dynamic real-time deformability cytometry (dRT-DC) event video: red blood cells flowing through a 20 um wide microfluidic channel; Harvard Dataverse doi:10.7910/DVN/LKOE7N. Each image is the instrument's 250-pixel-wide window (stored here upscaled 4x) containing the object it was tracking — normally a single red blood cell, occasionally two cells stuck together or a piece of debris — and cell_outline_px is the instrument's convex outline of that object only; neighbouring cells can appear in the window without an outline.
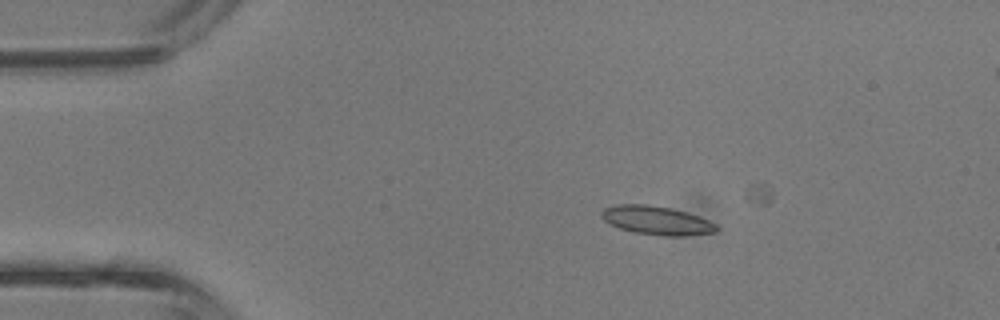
{"species": "common noctule bat (a hibernating species)", "species_latin": "Nyctalus noctula", "temperature_condition": "room temperature", "stored_images_in_passage": 5, "camera_frame_rate_fps": 3000, "um_per_image_px": 0.085, "animal": {"sex": "male", "body_mass_g": 13.3}, "frame": {"image": 1, "passage_image": 2, "time_ms": 0.333, "image_size_px": [1000, 320], "cell_outline_px": [[720, 228], [716, 232], [684, 236], [664, 236], [632, 232], [608, 224], [600, 216], [600, 212], [604, 208], [616, 204], [648, 204], [672, 208], [688, 212], [708, 220], [716, 224]], "centroid_in_image_um": [55.8, 18.73], "position_along_channel_um": 29.2, "area_um2": 19.54}}